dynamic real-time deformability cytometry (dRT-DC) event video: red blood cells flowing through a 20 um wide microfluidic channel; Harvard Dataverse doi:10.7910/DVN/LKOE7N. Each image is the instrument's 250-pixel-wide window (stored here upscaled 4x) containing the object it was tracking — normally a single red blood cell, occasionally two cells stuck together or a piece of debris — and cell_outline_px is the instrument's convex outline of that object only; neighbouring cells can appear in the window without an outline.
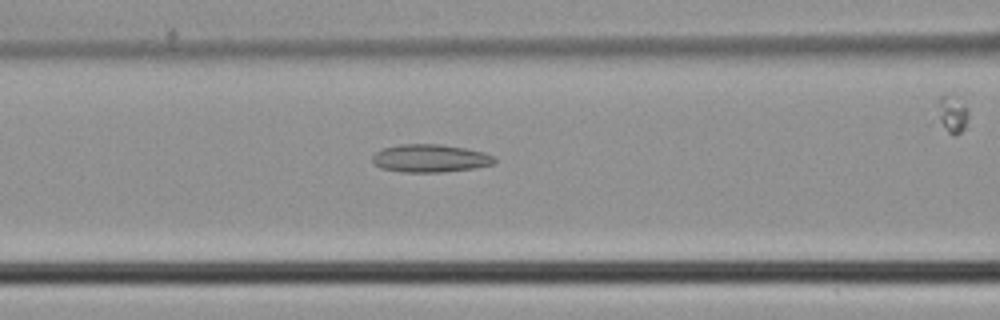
{"species": "common noctule bat (a hibernating species)", "species_latin": "Nyctalus noctula", "temperature_condition": "cold", "stored_images_in_passage": 23, "camera_frame_rate_fps": 3000, "um_per_image_px": 0.085, "animal": {"sex": "male", "body_mass_g": 21.5, "forearm_length_mm": 52.0}, "frame": {"image": 1, "passage_image": 4, "time_ms": 1.0, "image_size_px": [1000, 320], "cell_outline_px": [[496, 164], [476, 168], [444, 172], [404, 172], [380, 168], [372, 160], [372, 156], [380, 148], [400, 144], [440, 144], [464, 148], [484, 152], [496, 156]], "centroid_in_image_um": [36.6, 13.45], "position_along_channel_um": 130.0, "area_um2": 20.11}}
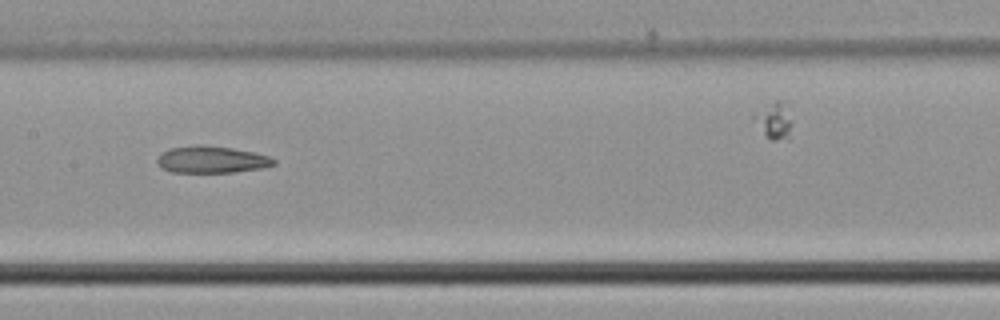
{"frame": {"image": 2, "passage_image": 8, "time_ms": 2.333, "image_size_px": [1000, 320], "cell_outline_px": [[276, 164], [260, 168], [232, 172], [172, 172], [160, 168], [156, 164], [156, 160], [160, 152], [168, 148], [200, 144], [204, 144], [232, 148], [252, 152], [268, 156], [276, 160]], "centroid_in_image_um": [17.9, 13.55], "position_along_channel_um": 189.5, "area_um2": 18.44}}
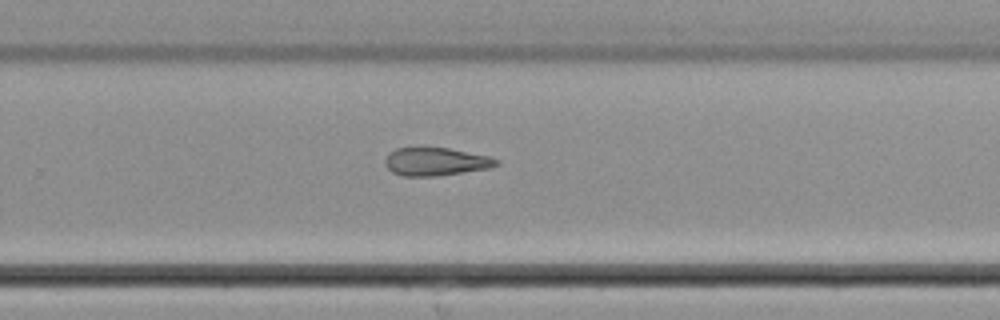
{"frame": {"image": 3, "passage_image": 15, "time_ms": 4.667, "image_size_px": [1000, 320], "cell_outline_px": [[500, 164], [488, 168], [436, 176], [404, 176], [392, 172], [384, 164], [384, 160], [388, 152], [396, 148], [448, 148], [492, 156], [500, 160]], "centroid_in_image_um": [37.05, 13.73], "position_along_channel_um": 292.8, "area_um2": 18.26}}